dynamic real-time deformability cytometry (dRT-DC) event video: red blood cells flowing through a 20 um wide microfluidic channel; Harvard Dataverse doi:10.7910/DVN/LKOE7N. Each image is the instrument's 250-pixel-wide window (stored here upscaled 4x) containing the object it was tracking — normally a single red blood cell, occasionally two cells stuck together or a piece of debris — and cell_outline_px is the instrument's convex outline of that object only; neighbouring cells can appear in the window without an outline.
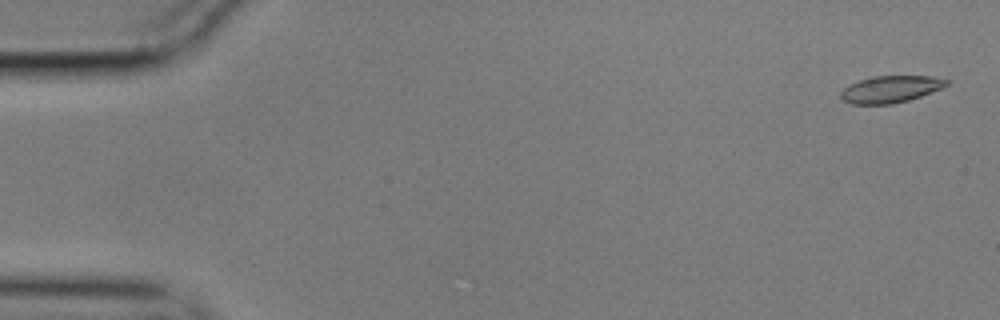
{"species": "common noctule bat (a hibernating species)", "species_latin": "Nyctalus noctula", "temperature_condition": "cold", "stored_images_in_passage": 57, "camera_frame_rate_fps": 3000, "um_per_image_px": 0.085, "animal": {"sex": "male", "body_mass_g": 17.9}, "frame": {"image": 1, "passage_image": 2, "time_ms": 0.333, "image_size_px": [1000, 320], "cell_outline_px": [[948, 84], [940, 88], [920, 96], [908, 100], [892, 104], [852, 104], [844, 100], [840, 96], [840, 92], [844, 88], [860, 80], [876, 76], [932, 76], [948, 80]], "centroid_in_image_um": [75.69, 7.58], "position_along_channel_um": 9.3, "area_um2": 16.24}}
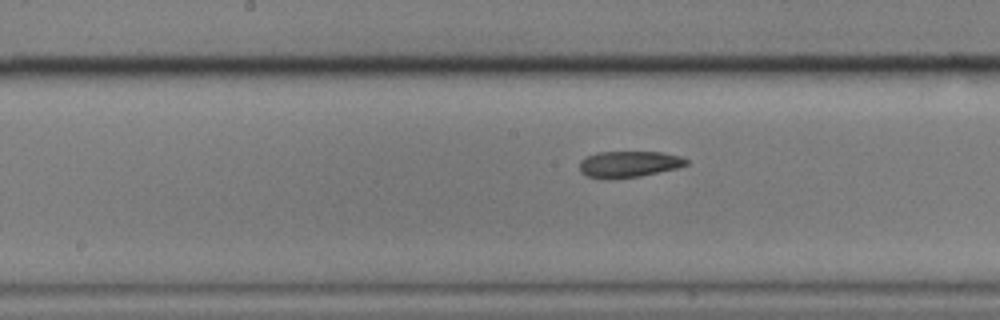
{"frame": {"image": 2, "passage_image": 29, "time_ms": 9.333, "image_size_px": [1000, 320], "cell_outline_px": [[688, 164], [676, 168], [640, 176], [612, 180], [604, 180], [588, 176], [580, 172], [580, 160], [596, 152], [664, 152], [680, 156], [688, 160]], "centroid_in_image_um": [53.42, 13.96], "position_along_channel_um": 194.8, "area_um2": 16.53}}
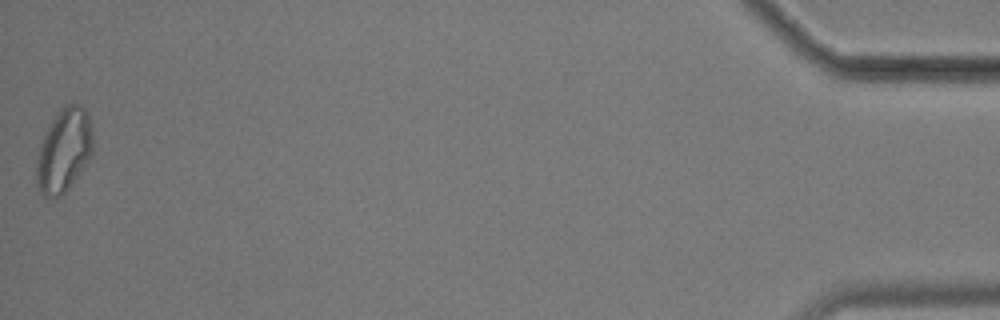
{"frame": {"image": 3, "passage_image": 57, "time_ms": 18.667, "image_size_px": [1000, 320], "cell_outline_px": [[92, 156], [68, 188], [60, 196], [52, 200], [48, 200], [40, 192], [36, 184], [36, 160], [40, 144], [48, 124], [60, 108], [64, 104], [80, 104], [84, 108], [88, 116], [92, 128]], "centroid_in_image_um": [5.41, 12.8], "position_along_channel_um": 429.8, "area_um2": 27.8}, "authors_computed_cell_mechanics": {"area_um2": 17.629, "velocity_mm_per_s": 3.5197, "shape_relaxation_time_tau1_ms": null, "shape_relaxation_time_tau2_ms": 3.5237, "deformation_change_tau1": null, "deformation_change_tau2": 0.1011}}